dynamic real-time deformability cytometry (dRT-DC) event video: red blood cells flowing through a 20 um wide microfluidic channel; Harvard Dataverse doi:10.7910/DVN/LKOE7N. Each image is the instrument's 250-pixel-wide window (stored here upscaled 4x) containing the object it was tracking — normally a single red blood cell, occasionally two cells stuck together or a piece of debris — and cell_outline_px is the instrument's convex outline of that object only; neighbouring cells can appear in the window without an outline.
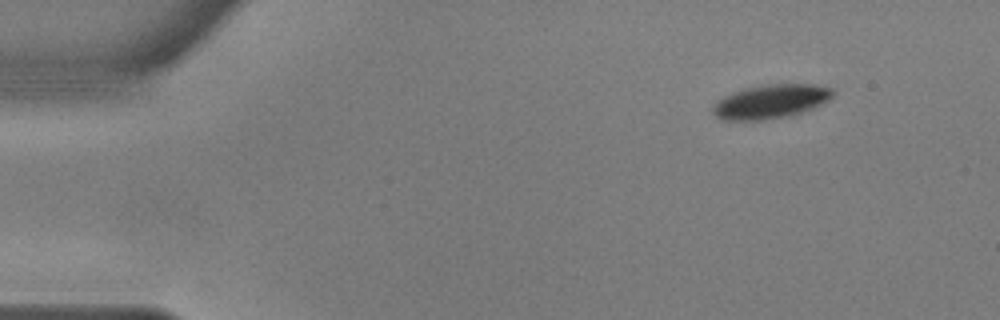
{"species": "common noctule bat (a hibernating species)", "species_latin": "Nyctalus noctula", "temperature_condition": "warm", "stored_images_in_passage": 51, "camera_frame_rate_fps": 3000, "um_per_image_px": 0.085, "animal": {"sex": "male", "body_mass_g": 17.9, "forearm_length_mm": 54.2}, "frame": {"image": 1, "passage_image": 1, "time_ms": 0.0, "image_size_px": [1000, 320], "cell_outline_px": [[836, 92], [828, 100], [812, 108], [788, 116], [760, 120], [720, 120], [712, 112], [712, 108], [716, 100], [732, 92], [744, 88], [764, 84], [812, 84], [832, 88]], "centroid_in_image_um": [65.47, 8.62], "position_along_channel_um": 19.5, "area_um2": 23.76}}
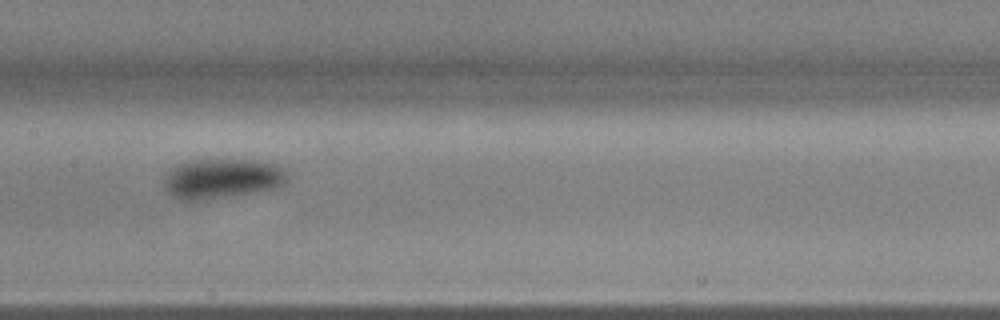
{"frame": {"image": 2, "passage_image": 23, "time_ms": 7.333, "image_size_px": [1000, 320], "cell_outline_px": [[288, 180], [284, 184], [272, 188], [204, 200], [180, 200], [172, 196], [164, 188], [164, 180], [172, 168], [188, 160], [252, 160], [276, 164], [288, 176]], "centroid_in_image_um": [18.83, 15.18], "position_along_channel_um": 188.6, "area_um2": 28.09}}
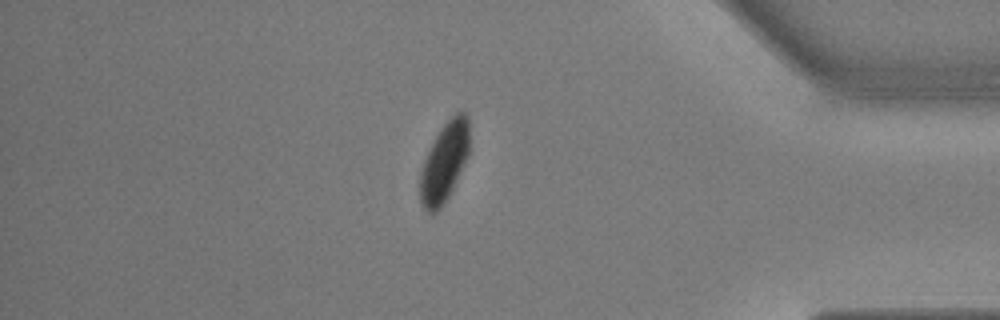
{"frame": {"image": 3, "passage_image": 43, "time_ms": 14.0, "image_size_px": [1000, 320], "cell_outline_px": [[468, 156], [444, 204], [432, 216], [424, 208], [420, 200], [420, 172], [424, 160], [436, 136], [444, 124], [456, 112], [464, 112], [468, 116]], "centroid_in_image_um": [37.75, 13.82], "position_along_channel_um": 397.4, "area_um2": 22.43}, "authors_computed_cell_mechanics": {"area_um2": 26.6458, "velocity_mm_per_s": 3.5916, "shape_relaxation_time_tau1_ms": 5.1992, "shape_relaxation_time_tau2_ms": null, "deformation_change_tau1": 0.1485, "deformation_change_tau2": null}}